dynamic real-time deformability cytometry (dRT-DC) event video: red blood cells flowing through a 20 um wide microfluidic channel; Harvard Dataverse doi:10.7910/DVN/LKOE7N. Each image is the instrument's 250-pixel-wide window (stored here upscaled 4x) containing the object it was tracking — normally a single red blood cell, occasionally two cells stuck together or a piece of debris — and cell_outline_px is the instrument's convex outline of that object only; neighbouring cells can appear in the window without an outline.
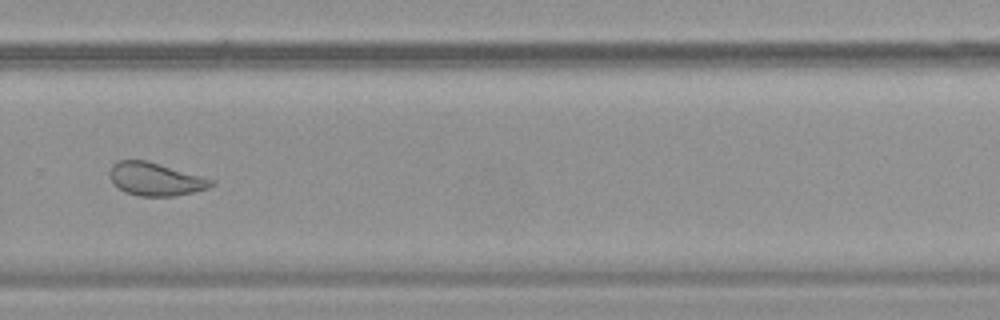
{"species": "common noctule bat (a hibernating species)", "species_latin": "Nyctalus noctula", "temperature_condition": "warm", "stored_images_in_passage": 39, "camera_frame_rate_fps": 3000, "um_per_image_px": 0.085, "animal": {"sex": "female", "body_mass_g": 19.9}, "frame": {"image": 1, "passage_image": 23, "time_ms": 7.333, "image_size_px": [1000, 320], "cell_outline_px": [[216, 184], [208, 188], [192, 192], [172, 196], [140, 196], [124, 192], [108, 176], [108, 172], [112, 164], [116, 160], [144, 160], [216, 180]], "centroid_in_image_um": [13.2, 15.22], "position_along_channel_um": 316.6, "area_um2": 19.42}, "authors_computed_cell_mechanics": {"area_um2": 20.1144, "velocity_mm_per_s": 3.7569, "shape_relaxation_time_tau1_ms": null, "shape_relaxation_time_tau2_ms": 1.2367, "deformation_change_tau1": null, "deformation_change_tau2": 0.0709}}